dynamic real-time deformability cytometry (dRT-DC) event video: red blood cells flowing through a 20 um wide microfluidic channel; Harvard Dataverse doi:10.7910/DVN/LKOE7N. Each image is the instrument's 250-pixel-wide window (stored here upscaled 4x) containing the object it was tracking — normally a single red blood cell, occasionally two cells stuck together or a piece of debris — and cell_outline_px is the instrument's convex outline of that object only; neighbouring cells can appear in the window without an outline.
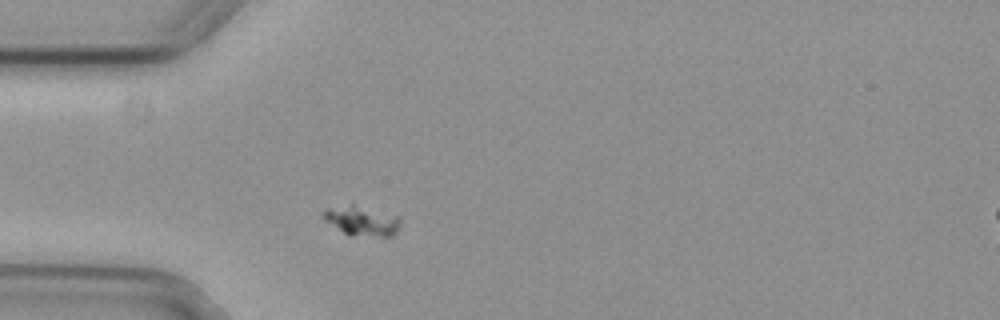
{"species": "common noctule bat (a hibernating species)", "species_latin": "Nyctalus noctula", "temperature_condition": "cold", "stored_images_in_passage": 1, "camera_frame_rate_fps": 3000, "um_per_image_px": 0.085, "animal": {"sex": "female", "body_mass_g": 29.2, "forearm_length_mm": 56.3}, "frame": {"image": 1, "passage_image": 1, "time_ms": 0.0, "image_size_px": [1000, 320], "cell_outline_px": [[400, 224], [396, 232], [392, 236], [348, 236], [324, 220], [320, 216], [320, 212], [328, 208], [352, 204], [400, 216]], "centroid_in_image_um": [30.72, 18.78], "position_along_channel_um": 54.3, "area_um2": 13.53}}